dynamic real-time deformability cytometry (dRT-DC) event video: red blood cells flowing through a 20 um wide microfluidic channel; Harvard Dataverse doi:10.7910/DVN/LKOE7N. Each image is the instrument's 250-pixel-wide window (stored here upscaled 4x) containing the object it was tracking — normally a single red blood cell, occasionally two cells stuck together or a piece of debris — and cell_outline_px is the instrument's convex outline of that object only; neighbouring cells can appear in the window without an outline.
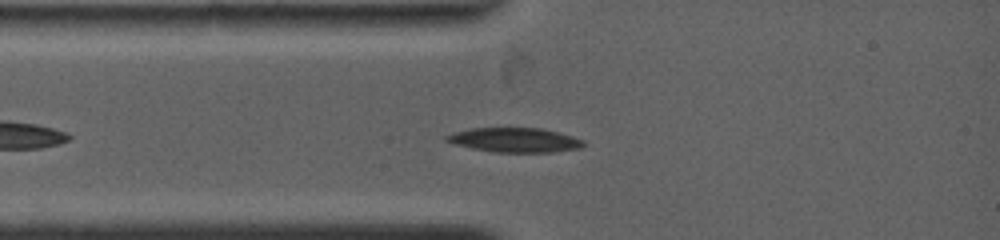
{"species": "common noctule bat (a hibernating species)", "species_latin": "Nyctalus noctula", "temperature_condition": "warm", "stored_images_in_passage": 31, "camera_frame_rate_fps": 4500, "um_per_image_px": 0.085, "animal": {"sex": "female", "body_mass_g": 19.0, "forearm_length_mm": 53.3}, "frame": {"image": 1, "passage_image": 5, "time_ms": 1.556, "image_size_px": [1000, 240], "cell_outline_px": [[584, 144], [580, 148], [552, 152], [492, 152], [472, 148], [456, 144], [444, 140], [444, 136], [456, 132], [472, 128], [540, 128], [572, 136], [584, 140]], "centroid_in_image_um": [43.75, 11.9], "position_along_channel_um": 41.3, "area_um2": 19.31}}
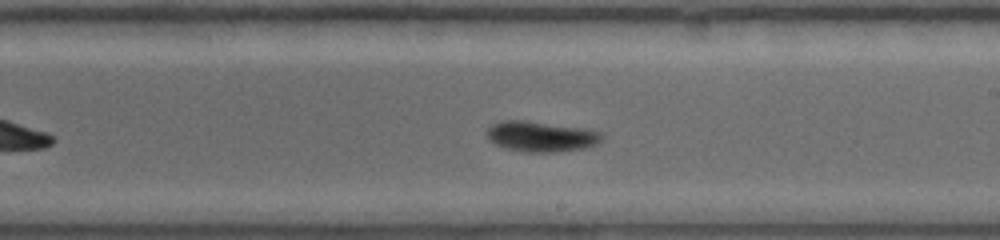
{"frame": {"image": 2, "passage_image": 16, "time_ms": 6.889, "image_size_px": [1000, 240], "cell_outline_px": [[604, 136], [596, 144], [588, 148], [552, 152], [528, 152], [508, 148], [496, 144], [488, 140], [484, 132], [492, 124], [504, 120], [524, 120], [584, 128], [600, 132]], "centroid_in_image_um": [45.97, 11.59], "position_along_channel_um": 243.0, "area_um2": 20.4}}
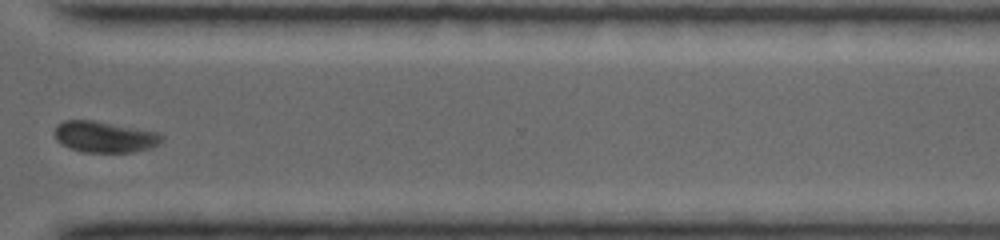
{"frame": {"image": 3, "passage_image": 24, "time_ms": 10.0, "image_size_px": [1000, 240], "cell_outline_px": [[164, 136], [152, 148], [132, 152], [84, 152], [68, 148], [60, 144], [56, 140], [56, 124], [64, 120], [92, 120], [160, 132]], "centroid_in_image_um": [8.87, 11.63], "position_along_channel_um": 361.7, "area_um2": 19.48}, "authors_computed_cell_mechanics": {"area_um2": 19.9988, "velocity_mm_per_s": 3.7889, "shape_relaxation_time_tau1_ms": 2.5351, "shape_relaxation_time_tau2_ms": 2.6949, "deformation_change_tau1": 0.0975, "deformation_change_tau2": 0.0495}}